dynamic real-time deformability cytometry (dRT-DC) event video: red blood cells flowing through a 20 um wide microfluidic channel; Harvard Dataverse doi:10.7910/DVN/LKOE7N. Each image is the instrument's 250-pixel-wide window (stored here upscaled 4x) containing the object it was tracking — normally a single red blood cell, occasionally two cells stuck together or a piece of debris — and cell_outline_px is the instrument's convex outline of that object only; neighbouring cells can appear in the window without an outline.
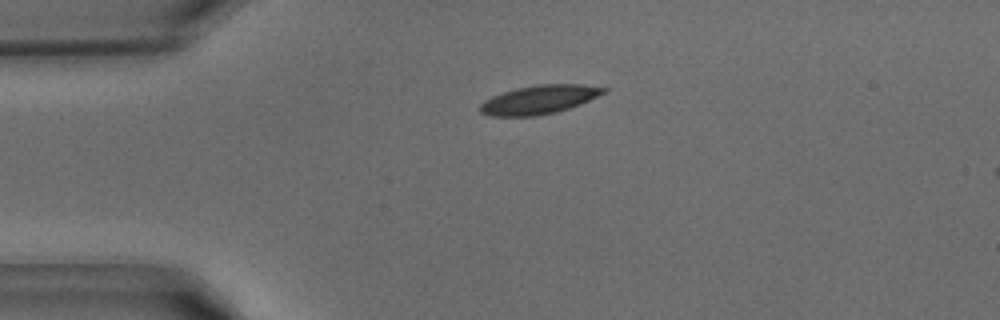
{"species": "common noctule bat (a hibernating species)", "species_latin": "Nyctalus noctula", "temperature_condition": "warm", "stored_images_in_passage": 36, "camera_frame_rate_fps": 3000, "um_per_image_px": 0.085, "animal": {"sex": "male", "body_mass_g": 15.6}, "frame": {"image": 1, "passage_image": 4, "time_ms": 1.0, "image_size_px": [1000, 320], "cell_outline_px": [[608, 88], [604, 92], [580, 104], [556, 112], [536, 116], [492, 116], [480, 112], [480, 104], [484, 100], [492, 96], [516, 88], [536, 84], [584, 84]], "centroid_in_image_um": [45.8, 8.46], "position_along_channel_um": 39.2, "area_um2": 20.52}}
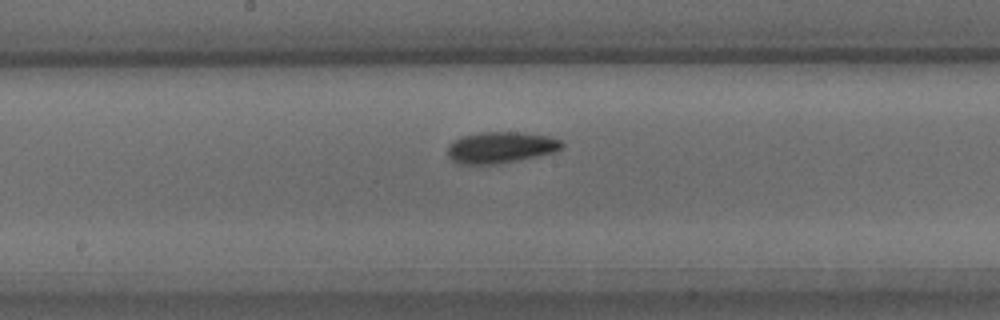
{"frame": {"image": 2, "passage_image": 16, "time_ms": 5.0, "image_size_px": [1000, 320], "cell_outline_px": [[564, 148], [556, 152], [540, 156], [496, 164], [456, 164], [448, 156], [448, 144], [452, 140], [464, 136], [480, 132], [520, 132], [548, 136], [560, 140], [564, 144]], "centroid_in_image_um": [42.57, 12.54], "position_along_channel_um": 205.6, "area_um2": 21.1}}
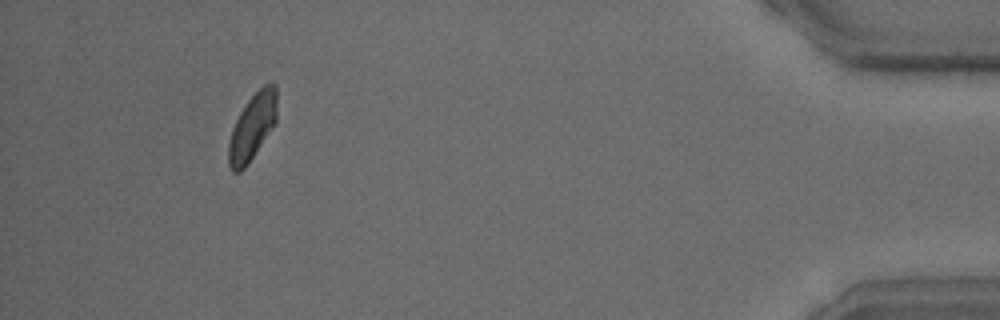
{"frame": {"image": 3, "passage_image": 33, "time_ms": 10.667, "image_size_px": [1000, 320], "cell_outline_px": [[276, 124], [248, 164], [240, 172], [232, 172], [228, 164], [228, 144], [232, 128], [240, 112], [248, 100], [264, 84], [276, 84]], "centroid_in_image_um": [21.44, 10.82], "position_along_channel_um": 413.8, "area_um2": 18.73}}